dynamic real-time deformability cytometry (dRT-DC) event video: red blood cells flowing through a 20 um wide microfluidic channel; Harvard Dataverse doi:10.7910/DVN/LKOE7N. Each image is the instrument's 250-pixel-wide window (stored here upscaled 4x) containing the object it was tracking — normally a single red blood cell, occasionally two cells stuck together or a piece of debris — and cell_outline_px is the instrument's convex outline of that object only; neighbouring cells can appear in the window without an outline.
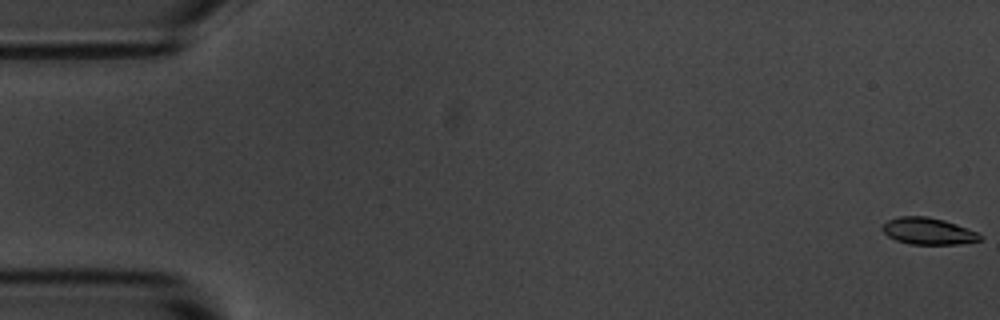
{"species": "common noctule bat (a hibernating species)", "species_latin": "Nyctalus noctula", "temperature_condition": "room temperature", "stored_images_in_passage": 55, "camera_frame_rate_fps": 3000, "um_per_image_px": 0.085, "animal": {"sex": "male", "body_mass_g": 20.1, "forearm_length_mm": 53.5}, "frame": {"image": 1, "passage_image": 1, "time_ms": 0.0, "image_size_px": [1000, 320], "cell_outline_px": [[984, 236], [980, 240], [956, 244], [908, 244], [896, 240], [888, 236], [880, 228], [888, 220], [900, 216], [928, 216], [944, 220], [956, 224], [976, 232]], "centroid_in_image_um": [78.87, 19.64], "position_along_channel_um": 6.1, "area_um2": 15.14}}
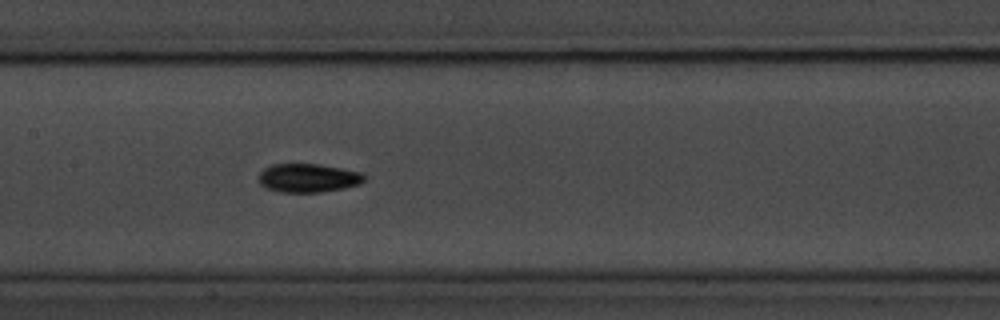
{"frame": {"image": 2, "passage_image": 27, "time_ms": 8.667, "image_size_px": [1000, 320], "cell_outline_px": [[368, 176], [360, 184], [344, 188], [320, 192], [280, 192], [264, 188], [256, 180], [256, 176], [264, 168], [272, 164], [320, 164], [360, 172]], "centroid_in_image_um": [26.14, 15.13], "position_along_channel_um": 181.3, "area_um2": 17.92}}
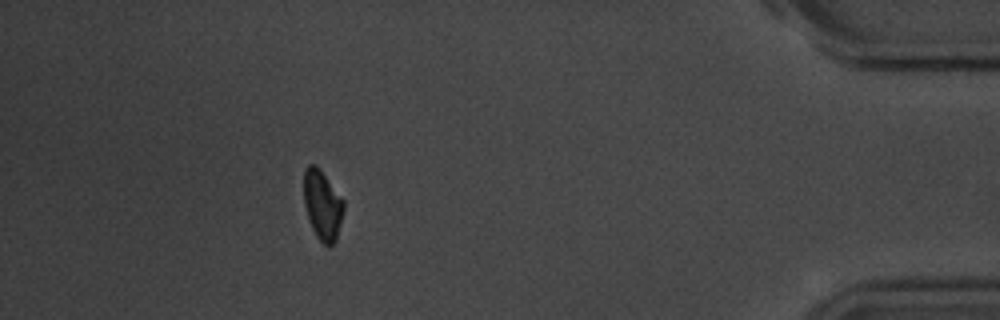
{"frame": {"image": 3, "passage_image": 50, "time_ms": 16.333, "image_size_px": [1000, 320], "cell_outline_px": [[344, 212], [336, 240], [332, 244], [324, 244], [316, 236], [312, 228], [304, 204], [304, 168], [308, 164], [316, 164], [320, 168], [344, 200]], "centroid_in_image_um": [27.41, 17.38], "position_along_channel_um": 407.8, "area_um2": 16.24}, "authors_computed_cell_mechanics": {"area_um2": 16.5886, "velocity_mm_per_s": 3.6574, "shape_relaxation_time_tau1_ms": 2.6463, "shape_relaxation_time_tau2_ms": 4.1888, "deformation_change_tau1": 0.1279, "deformation_change_tau2": 0.0657}}